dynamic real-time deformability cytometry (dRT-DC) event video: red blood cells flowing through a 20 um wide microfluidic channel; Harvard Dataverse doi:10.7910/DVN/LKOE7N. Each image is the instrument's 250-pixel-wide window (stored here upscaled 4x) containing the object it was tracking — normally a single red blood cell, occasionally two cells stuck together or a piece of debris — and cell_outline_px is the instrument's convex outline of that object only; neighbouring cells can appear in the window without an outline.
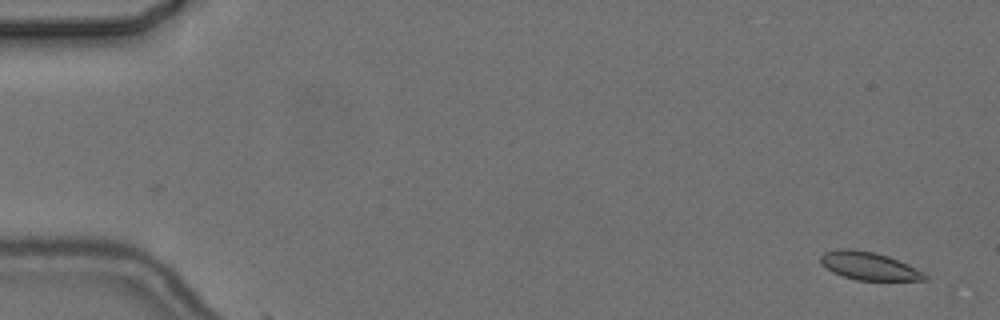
{"species": "common noctule bat (a hibernating species)", "species_latin": "Nyctalus noctula", "temperature_condition": "cold", "stored_images_in_passage": 2, "camera_frame_rate_fps": 3000, "um_per_image_px": 0.085, "animal": {"sex": "female", "body_mass_g": 24.6, "forearm_length_mm": 56.2}, "frame": {"image": 1, "passage_image": 2, "time_ms": 1.0, "image_size_px": [1000, 320], "cell_outline_px": [[928, 280], [856, 280], [832, 272], [820, 264], [820, 256], [824, 252], [836, 248], [852, 248], [872, 252], [888, 256], [928, 276]], "centroid_in_image_um": [73.74, 22.59], "position_along_channel_um": 11.3, "area_um2": 16.7}}